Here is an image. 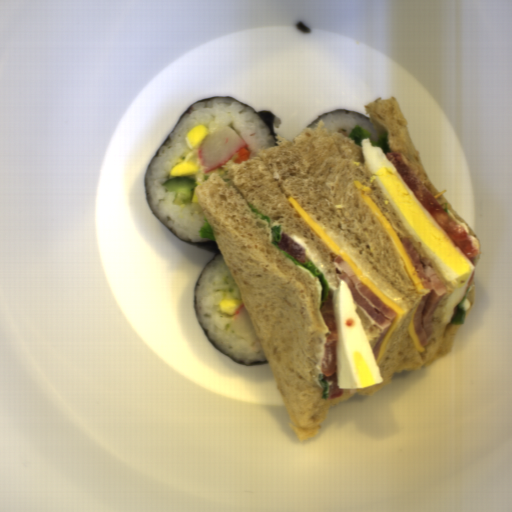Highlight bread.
<instances>
[{"mask_svg": "<svg viewBox=\"0 0 512 512\" xmlns=\"http://www.w3.org/2000/svg\"><path fill=\"white\" fill-rule=\"evenodd\" d=\"M292 139L274 135L278 146L262 147L257 157L226 169L232 185L210 172L194 186V195L211 226L221 256L239 290L244 308L262 345L276 390L282 395L288 422L305 442L319 434L329 411L358 396H372L391 385L393 374L420 371L452 353L462 324L443 323L444 307L453 290L424 250L408 232L380 185L365 165L362 147L349 135L329 131L319 119ZM370 187L358 191L353 181ZM295 198L313 220L346 252L366 275L404 310L378 363L385 381L339 398L320 399L315 369L323 330L320 305L302 278L312 280L272 244L270 227L299 235L337 281L338 268L330 250L288 203ZM370 195L399 237L409 236L421 257L429 259L448 291L436 310L435 333L419 353L408 327L419 300L417 291L387 232L361 198ZM253 204L271 223L260 220ZM302 277V278H301ZM313 281V280H312ZM335 290V289H333Z\"/></svg>", "mask_w": 512, "mask_h": 512, "instance_id": "8d2b1439", "label": "bread"}, {"mask_svg": "<svg viewBox=\"0 0 512 512\" xmlns=\"http://www.w3.org/2000/svg\"><path fill=\"white\" fill-rule=\"evenodd\" d=\"M363 107L365 114H369V121L379 137L387 133V145L391 149V153H401L404 162L415 172L446 214L448 215V211H451L455 219L462 224H466L469 234L477 239L478 237L471 226L454 209L452 203L445 199L444 195L448 189L439 192L431 180L424 166L420 151L415 148L412 142L407 127L409 121L404 116L397 97L394 95L386 98L378 96L369 104L363 105Z\"/></svg>", "mask_w": 512, "mask_h": 512, "instance_id": "cb027b5d", "label": "bread"}, {"mask_svg": "<svg viewBox=\"0 0 512 512\" xmlns=\"http://www.w3.org/2000/svg\"><path fill=\"white\" fill-rule=\"evenodd\" d=\"M356 311L360 316L369 344L373 351L381 337L382 331L366 317L364 311L358 305Z\"/></svg>", "mask_w": 512, "mask_h": 512, "instance_id": "b6be36c0", "label": "bread"}, {"mask_svg": "<svg viewBox=\"0 0 512 512\" xmlns=\"http://www.w3.org/2000/svg\"><path fill=\"white\" fill-rule=\"evenodd\" d=\"M469 288V290H468ZM466 290H468L465 298L469 300L470 307H474V291H475V279L473 278L472 282L467 286ZM465 290V291H466Z\"/></svg>", "mask_w": 512, "mask_h": 512, "instance_id": "2504dc21", "label": "bread"}, {"mask_svg": "<svg viewBox=\"0 0 512 512\" xmlns=\"http://www.w3.org/2000/svg\"><path fill=\"white\" fill-rule=\"evenodd\" d=\"M477 240H478V239H477ZM478 243H479V248H477V247H475V248H477V249H478V251H479V255H478V256H475V259H474V266H473L474 268H475V266L477 265V263H478V261H479V259H480V257H481V244H480V240H478Z\"/></svg>", "mask_w": 512, "mask_h": 512, "instance_id": "c6332bfd", "label": "bread"}]
</instances>
